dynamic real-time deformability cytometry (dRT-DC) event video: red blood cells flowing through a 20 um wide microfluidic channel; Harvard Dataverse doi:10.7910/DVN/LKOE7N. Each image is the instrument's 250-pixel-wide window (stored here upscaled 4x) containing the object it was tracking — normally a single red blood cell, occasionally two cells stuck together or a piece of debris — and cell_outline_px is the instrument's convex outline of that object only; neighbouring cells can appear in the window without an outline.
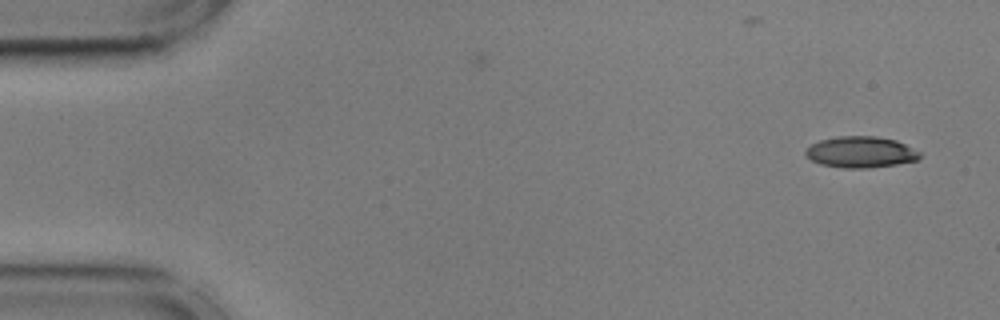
{"species": "common noctule bat (a hibernating species)", "species_latin": "Nyctalus noctula", "temperature_condition": "cold", "stored_images_in_passage": 53, "camera_frame_rate_fps": 3000, "um_per_image_px": 0.085, "animal": {"sex": "male", "body_mass_g": 17.9, "forearm_length_mm": 54.2}, "frame": {"image": 1, "passage_image": 1, "time_ms": 0.0, "image_size_px": [1000, 320], "cell_outline_px": [[920, 156], [916, 160], [896, 164], [868, 168], [844, 168], [820, 164], [804, 156], [804, 152], [812, 144], [820, 140], [840, 136], [876, 136], [896, 140], [920, 152]], "centroid_in_image_um": [73.13, 12.93], "position_along_channel_um": 11.9, "area_um2": 20.63}}
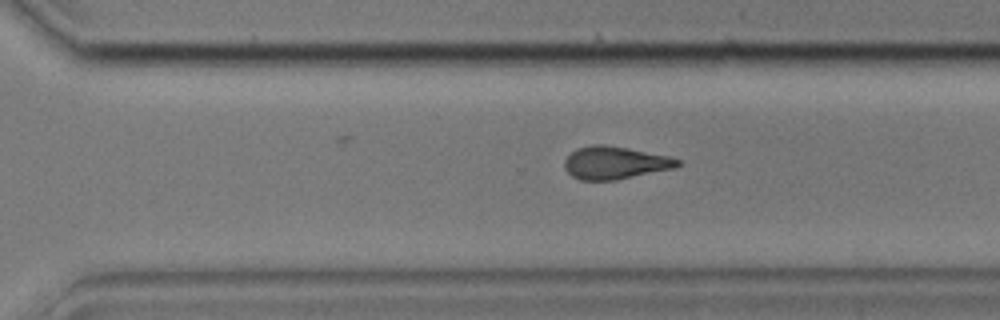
{"frame": {"image": 2, "passage_image": 36, "time_ms": 11.667, "image_size_px": [1000, 320], "cell_outline_px": [[680, 164], [676, 168], [616, 180], [580, 180], [572, 176], [564, 168], [564, 160], [576, 148], [596, 144], [604, 144], [628, 148], [668, 156], [680, 160]], "centroid_in_image_um": [52.26, 13.84], "position_along_channel_um": 318.3, "area_um2": 21.56}}
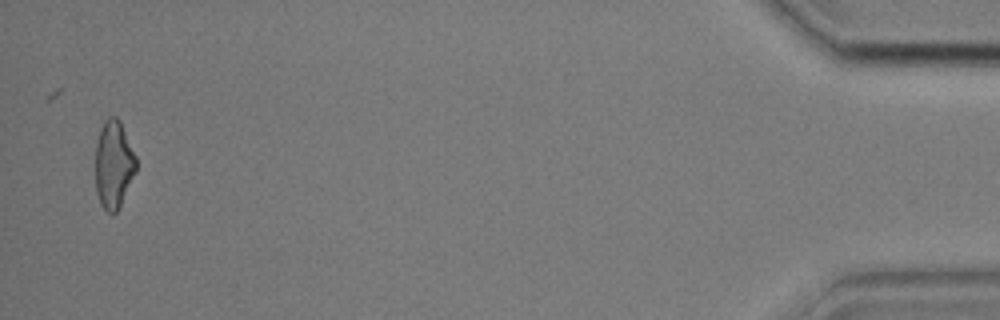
{"frame": {"image": 3, "passage_image": 52, "time_ms": 17.0, "image_size_px": [1000, 320], "cell_outline_px": [[136, 172], [116, 212], [112, 216], [100, 204], [96, 192], [96, 144], [100, 128], [104, 120], [108, 116], [116, 116], [120, 120], [136, 156]], "centroid_in_image_um": [9.66, 13.95], "position_along_channel_um": 425.5, "area_um2": 20.87}}